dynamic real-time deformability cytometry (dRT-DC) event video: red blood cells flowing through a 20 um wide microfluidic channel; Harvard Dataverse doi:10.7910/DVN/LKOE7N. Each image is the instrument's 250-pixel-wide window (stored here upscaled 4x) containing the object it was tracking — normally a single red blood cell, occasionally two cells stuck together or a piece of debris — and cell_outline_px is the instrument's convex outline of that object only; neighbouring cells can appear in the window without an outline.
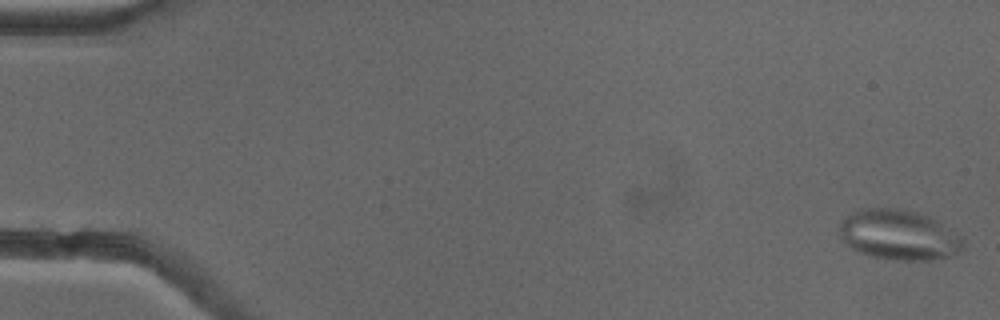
{"species": "common noctule bat (a hibernating species)", "species_latin": "Nyctalus noctula", "temperature_condition": "cold", "stored_images_in_passage": 54, "camera_frame_rate_fps": 3000, "um_per_image_px": 0.085, "animal": {"sex": "female"}, "frame": {"image": 1, "passage_image": 1, "time_ms": 0.0, "image_size_px": [1000, 320], "cell_outline_px": [[964, 248], [956, 256], [928, 260], [892, 260], [872, 256], [860, 252], [852, 248], [840, 236], [840, 224], [856, 208], [896, 208], [916, 212], [928, 216], [936, 220], [964, 236]], "centroid_in_image_um": [76.47, 19.97], "position_along_channel_um": 8.5, "area_um2": 36.41}}
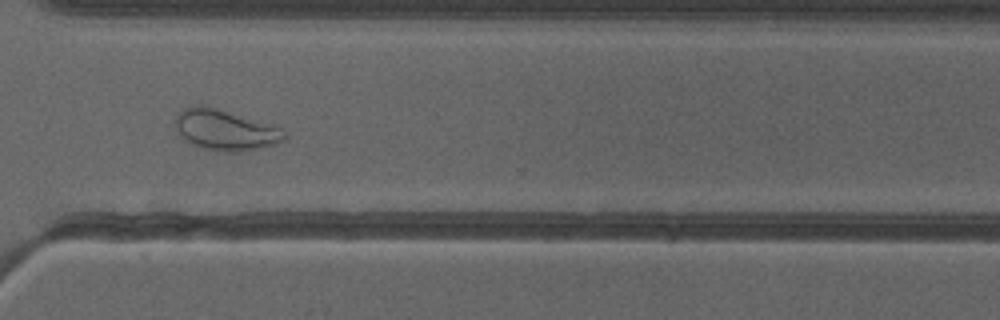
{"frame": {"image": 2, "passage_image": 40, "time_ms": 13.0, "image_size_px": [1000, 320], "cell_outline_px": [[288, 136], [284, 140], [276, 144], [260, 148], [240, 152], [216, 152], [188, 144], [184, 140], [172, 124], [172, 120], [176, 112], [184, 108], [200, 104], [216, 108], [280, 128]], "centroid_in_image_um": [19.04, 11.07], "position_along_channel_um": 351.6, "area_um2": 26.18}}
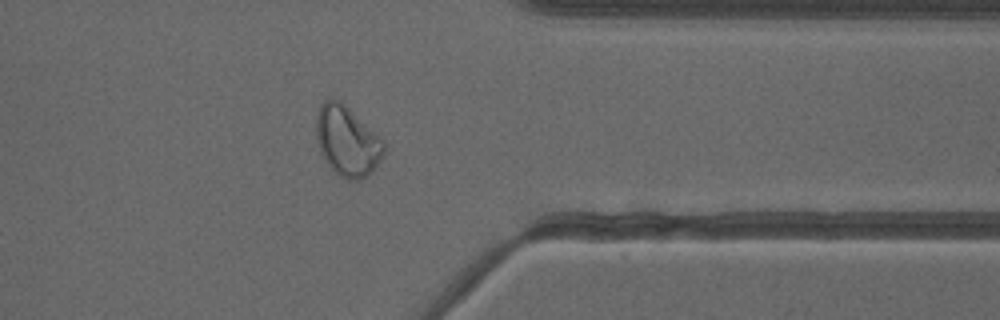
{"frame": {"image": 3, "passage_image": 43, "time_ms": 14.0, "image_size_px": [1000, 320], "cell_outline_px": [[384, 152], [380, 160], [372, 172], [368, 176], [360, 180], [348, 180], [340, 176], [328, 164], [320, 152], [316, 140], [316, 116], [320, 104], [324, 100], [332, 96], [340, 100], [384, 140]], "centroid_in_image_um": [29.49, 11.97], "position_along_channel_um": 381.9, "area_um2": 27.8}, "authors_computed_cell_mechanics": {"area_um2": 29.5647, "velocity_mm_per_s": 3.8353, "shape_relaxation_time_tau1_ms": null, "shape_relaxation_time_tau2_ms": 1.507, "deformation_change_tau1": null, "deformation_change_tau2": 0.0667}}